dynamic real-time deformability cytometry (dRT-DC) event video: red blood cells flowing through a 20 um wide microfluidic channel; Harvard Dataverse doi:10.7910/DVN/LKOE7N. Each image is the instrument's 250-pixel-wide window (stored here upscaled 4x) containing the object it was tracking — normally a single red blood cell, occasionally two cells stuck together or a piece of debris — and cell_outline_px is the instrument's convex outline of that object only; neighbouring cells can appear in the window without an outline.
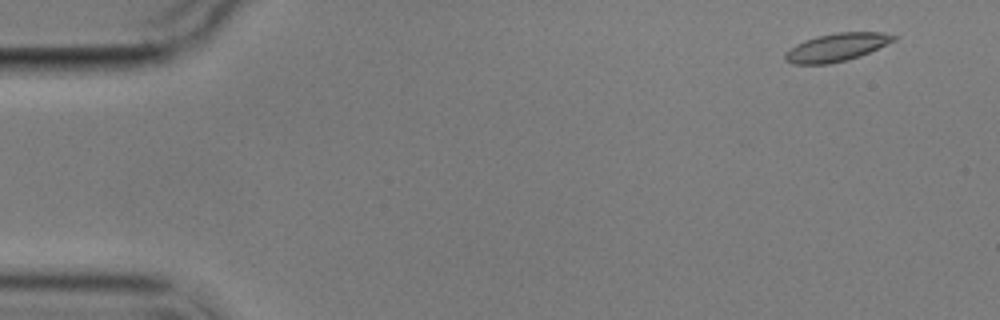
{"species": "common noctule bat (a hibernating species)", "species_latin": "Nyctalus noctula", "temperature_condition": "cold", "stored_images_in_passage": 7, "camera_frame_rate_fps": 3000, "um_per_image_px": 0.085, "animal": {"sex": "male", "body_mass_g": 17.9}, "frame": {"image": 1, "passage_image": 1, "time_ms": 0.0, "image_size_px": [1000, 320], "cell_outline_px": [[896, 40], [860, 56], [828, 64], [792, 64], [784, 60], [784, 52], [796, 44], [804, 40], [816, 36], [836, 32], [884, 32], [896, 36]], "centroid_in_image_um": [71.08, 4.01], "position_along_channel_um": 13.9, "area_um2": 17.74}}
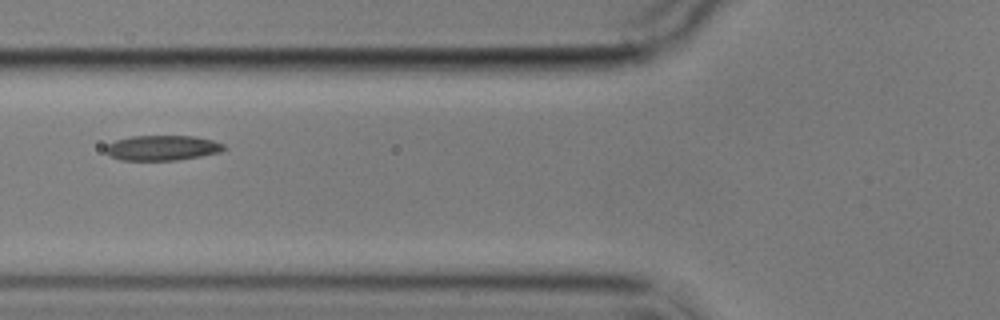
{"frame": {"image": 2, "passage_image": 6, "time_ms": 6.0, "image_size_px": [1000, 320], "cell_outline_px": [[228, 148], [220, 152], [200, 156], [176, 160], [120, 160], [108, 156], [104, 152], [104, 148], [108, 144], [116, 140], [132, 136], [192, 136], [212, 140], [224, 144]], "centroid_in_image_um": [13.76, 12.57], "position_along_channel_um": 112.0, "area_um2": 17.4}}
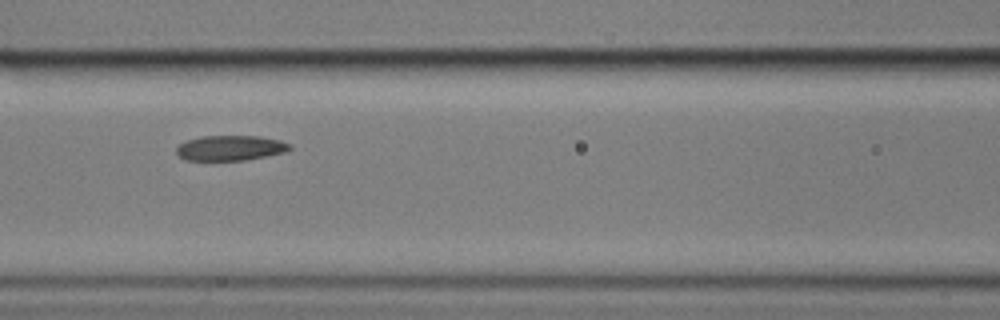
{"frame": {"image": 3, "passage_image": 7, "time_ms": 7.0, "image_size_px": [1000, 320], "cell_outline_px": [[292, 148], [284, 152], [268, 156], [244, 160], [184, 160], [176, 152], [176, 148], [180, 144], [188, 140], [200, 136], [260, 136], [280, 140], [292, 144]], "centroid_in_image_um": [19.61, 12.57], "position_along_channel_um": 147.0, "area_um2": 16.65}}